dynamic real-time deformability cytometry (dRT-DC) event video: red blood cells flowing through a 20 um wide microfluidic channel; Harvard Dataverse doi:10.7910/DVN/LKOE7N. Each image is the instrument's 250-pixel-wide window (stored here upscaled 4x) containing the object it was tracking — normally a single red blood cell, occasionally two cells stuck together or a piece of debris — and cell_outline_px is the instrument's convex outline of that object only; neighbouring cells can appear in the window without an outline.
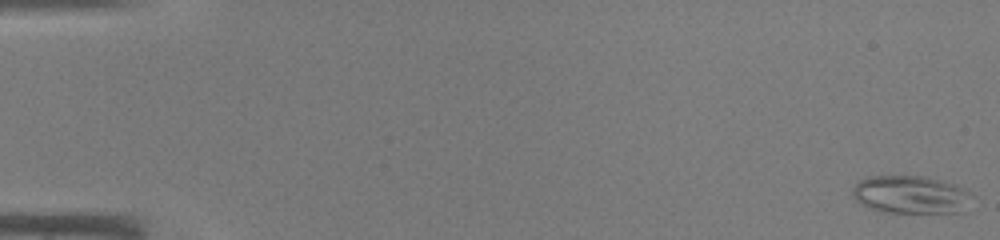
{"species": "common noctule bat (a hibernating species)", "species_latin": "Nyctalus noctula", "temperature_condition": "warm", "stored_images_in_passage": 46, "camera_frame_rate_fps": 3000, "um_per_image_px": 0.085, "animal": {"sex": "male", "body_mass_g": 19.0, "forearm_length_mm": 50.8}, "frame": {"image": 1, "passage_image": 1, "time_ms": 0.0, "image_size_px": [1000, 240], "cell_outline_px": [[968, 192], [960, 212], [880, 212], [860, 204], [852, 196], [852, 188], [860, 180], [868, 176], [924, 176], [956, 184]], "centroid_in_image_um": [77.26, 16.53], "position_along_channel_um": 7.7, "area_um2": 25.78}}
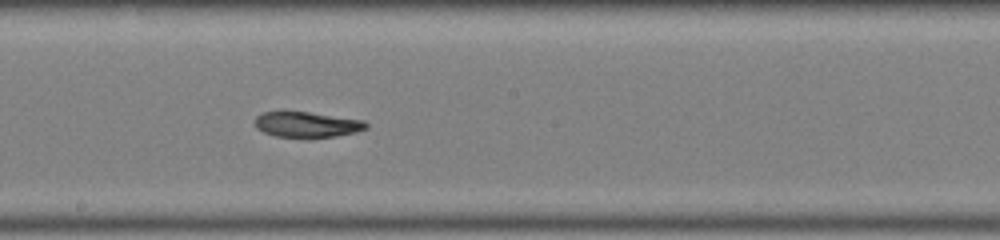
{"frame": {"image": 2, "passage_image": 26, "time_ms": 8.333, "image_size_px": [1000, 240], "cell_outline_px": [[368, 128], [356, 132], [336, 136], [276, 136], [264, 132], [256, 128], [256, 116], [264, 112], [280, 108], [364, 120], [368, 124]], "centroid_in_image_um": [26.05, 10.53], "position_along_channel_um": 222.2, "area_um2": 16.7}}
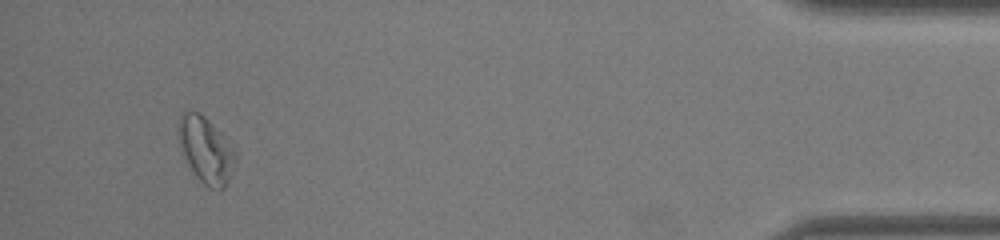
{"frame": {"image": 3, "passage_image": 43, "time_ms": 14.0, "image_size_px": [1000, 240], "cell_outline_px": [[240, 152], [228, 184], [224, 188], [208, 188], [196, 176], [188, 164], [180, 148], [180, 112], [200, 112], [232, 140]], "centroid_in_image_um": [17.62, 12.75], "position_along_channel_um": 417.6, "area_um2": 22.54}}